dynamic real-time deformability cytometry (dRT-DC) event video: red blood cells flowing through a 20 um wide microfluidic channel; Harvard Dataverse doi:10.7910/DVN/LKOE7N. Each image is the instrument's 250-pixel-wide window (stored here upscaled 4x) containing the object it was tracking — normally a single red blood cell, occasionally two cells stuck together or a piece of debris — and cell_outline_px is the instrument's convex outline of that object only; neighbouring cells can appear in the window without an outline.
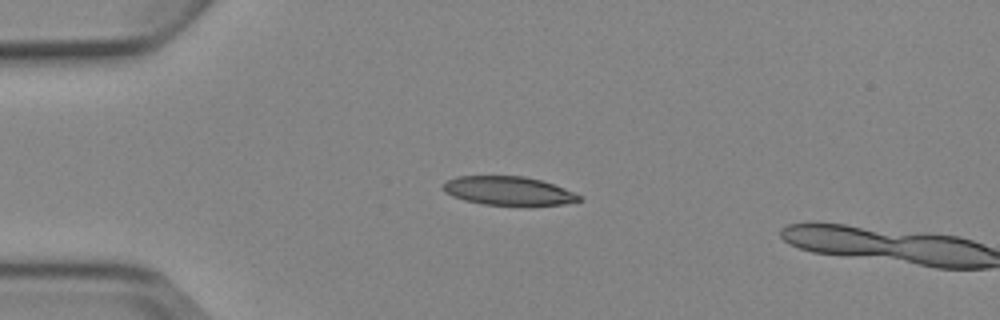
{"species": "Egyptian fruit bat (a non-hibernating species)", "species_latin": "Rousettus aegyptiacus", "temperature_condition": "cold", "stored_images_in_passage": 2, "camera_frame_rate_fps": 3000, "um_per_image_px": 0.085, "animal": {"sex": "female"}, "frame": {"image": 1, "passage_image": 1, "time_ms": 0.0, "image_size_px": [1000, 320], "cell_outline_px": [[584, 200], [564, 204], [484, 204], [464, 200], [452, 196], [444, 192], [440, 188], [448, 180], [456, 176], [524, 176], [540, 180], [564, 188], [580, 196]], "centroid_in_image_um": [43.16, 16.2], "position_along_channel_um": 41.8, "area_um2": 22.37}}